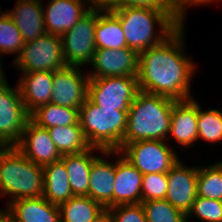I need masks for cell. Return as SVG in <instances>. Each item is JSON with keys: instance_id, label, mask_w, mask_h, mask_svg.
I'll return each mask as SVG.
<instances>
[{"instance_id": "cell-30", "label": "cell", "mask_w": 222, "mask_h": 222, "mask_svg": "<svg viewBox=\"0 0 222 222\" xmlns=\"http://www.w3.org/2000/svg\"><path fill=\"white\" fill-rule=\"evenodd\" d=\"M24 44L23 37L10 16L6 12H0V55L19 53L18 57Z\"/></svg>"}, {"instance_id": "cell-23", "label": "cell", "mask_w": 222, "mask_h": 222, "mask_svg": "<svg viewBox=\"0 0 222 222\" xmlns=\"http://www.w3.org/2000/svg\"><path fill=\"white\" fill-rule=\"evenodd\" d=\"M95 45L96 49L111 50L127 47L120 19L112 11L104 9L98 3Z\"/></svg>"}, {"instance_id": "cell-18", "label": "cell", "mask_w": 222, "mask_h": 222, "mask_svg": "<svg viewBox=\"0 0 222 222\" xmlns=\"http://www.w3.org/2000/svg\"><path fill=\"white\" fill-rule=\"evenodd\" d=\"M93 151L102 152L106 157L118 154V151H104L100 148L91 147L81 153L62 155L61 160L65 164L73 196H88L92 163L98 157L93 155Z\"/></svg>"}, {"instance_id": "cell-31", "label": "cell", "mask_w": 222, "mask_h": 222, "mask_svg": "<svg viewBox=\"0 0 222 222\" xmlns=\"http://www.w3.org/2000/svg\"><path fill=\"white\" fill-rule=\"evenodd\" d=\"M147 222H187L186 215L167 200L142 201Z\"/></svg>"}, {"instance_id": "cell-9", "label": "cell", "mask_w": 222, "mask_h": 222, "mask_svg": "<svg viewBox=\"0 0 222 222\" xmlns=\"http://www.w3.org/2000/svg\"><path fill=\"white\" fill-rule=\"evenodd\" d=\"M119 152L143 175L167 173L179 160L164 140H141L125 144Z\"/></svg>"}, {"instance_id": "cell-35", "label": "cell", "mask_w": 222, "mask_h": 222, "mask_svg": "<svg viewBox=\"0 0 222 222\" xmlns=\"http://www.w3.org/2000/svg\"><path fill=\"white\" fill-rule=\"evenodd\" d=\"M108 209L113 222H147L141 203L118 205Z\"/></svg>"}, {"instance_id": "cell-20", "label": "cell", "mask_w": 222, "mask_h": 222, "mask_svg": "<svg viewBox=\"0 0 222 222\" xmlns=\"http://www.w3.org/2000/svg\"><path fill=\"white\" fill-rule=\"evenodd\" d=\"M6 13L18 27L25 43L47 33L40 0H17L15 9Z\"/></svg>"}, {"instance_id": "cell-11", "label": "cell", "mask_w": 222, "mask_h": 222, "mask_svg": "<svg viewBox=\"0 0 222 222\" xmlns=\"http://www.w3.org/2000/svg\"><path fill=\"white\" fill-rule=\"evenodd\" d=\"M79 66H66L53 72L50 103L80 109L88 96L89 76Z\"/></svg>"}, {"instance_id": "cell-32", "label": "cell", "mask_w": 222, "mask_h": 222, "mask_svg": "<svg viewBox=\"0 0 222 222\" xmlns=\"http://www.w3.org/2000/svg\"><path fill=\"white\" fill-rule=\"evenodd\" d=\"M198 140L204 139L208 142L222 140V112L217 109L202 111L198 105Z\"/></svg>"}, {"instance_id": "cell-14", "label": "cell", "mask_w": 222, "mask_h": 222, "mask_svg": "<svg viewBox=\"0 0 222 222\" xmlns=\"http://www.w3.org/2000/svg\"><path fill=\"white\" fill-rule=\"evenodd\" d=\"M198 167H187L178 160L167 172L168 189L165 200L185 215L197 197Z\"/></svg>"}, {"instance_id": "cell-33", "label": "cell", "mask_w": 222, "mask_h": 222, "mask_svg": "<svg viewBox=\"0 0 222 222\" xmlns=\"http://www.w3.org/2000/svg\"><path fill=\"white\" fill-rule=\"evenodd\" d=\"M192 214L204 222H222V201L197 196L186 220Z\"/></svg>"}, {"instance_id": "cell-34", "label": "cell", "mask_w": 222, "mask_h": 222, "mask_svg": "<svg viewBox=\"0 0 222 222\" xmlns=\"http://www.w3.org/2000/svg\"><path fill=\"white\" fill-rule=\"evenodd\" d=\"M167 189V173L143 175L142 201L164 200Z\"/></svg>"}, {"instance_id": "cell-21", "label": "cell", "mask_w": 222, "mask_h": 222, "mask_svg": "<svg viewBox=\"0 0 222 222\" xmlns=\"http://www.w3.org/2000/svg\"><path fill=\"white\" fill-rule=\"evenodd\" d=\"M116 162L99 156L93 161L89 176L88 196L104 208L113 207Z\"/></svg>"}, {"instance_id": "cell-3", "label": "cell", "mask_w": 222, "mask_h": 222, "mask_svg": "<svg viewBox=\"0 0 222 222\" xmlns=\"http://www.w3.org/2000/svg\"><path fill=\"white\" fill-rule=\"evenodd\" d=\"M43 167L26 158L16 147H0V194L13 201L43 194Z\"/></svg>"}, {"instance_id": "cell-15", "label": "cell", "mask_w": 222, "mask_h": 222, "mask_svg": "<svg viewBox=\"0 0 222 222\" xmlns=\"http://www.w3.org/2000/svg\"><path fill=\"white\" fill-rule=\"evenodd\" d=\"M84 1H88L87 3L90 5L83 6ZM96 3L97 0H50L46 9L43 4L46 32L61 36L86 15Z\"/></svg>"}, {"instance_id": "cell-17", "label": "cell", "mask_w": 222, "mask_h": 222, "mask_svg": "<svg viewBox=\"0 0 222 222\" xmlns=\"http://www.w3.org/2000/svg\"><path fill=\"white\" fill-rule=\"evenodd\" d=\"M198 104L192 98L173 104L169 134L181 146H192L198 140Z\"/></svg>"}, {"instance_id": "cell-7", "label": "cell", "mask_w": 222, "mask_h": 222, "mask_svg": "<svg viewBox=\"0 0 222 222\" xmlns=\"http://www.w3.org/2000/svg\"><path fill=\"white\" fill-rule=\"evenodd\" d=\"M138 92L137 77L89 78L87 97L102 109L128 112Z\"/></svg>"}, {"instance_id": "cell-25", "label": "cell", "mask_w": 222, "mask_h": 222, "mask_svg": "<svg viewBox=\"0 0 222 222\" xmlns=\"http://www.w3.org/2000/svg\"><path fill=\"white\" fill-rule=\"evenodd\" d=\"M47 130L61 155L81 153L91 148L80 123L50 127Z\"/></svg>"}, {"instance_id": "cell-8", "label": "cell", "mask_w": 222, "mask_h": 222, "mask_svg": "<svg viewBox=\"0 0 222 222\" xmlns=\"http://www.w3.org/2000/svg\"><path fill=\"white\" fill-rule=\"evenodd\" d=\"M97 23V3L71 29L62 34V48L67 66L91 64L95 45V26Z\"/></svg>"}, {"instance_id": "cell-4", "label": "cell", "mask_w": 222, "mask_h": 222, "mask_svg": "<svg viewBox=\"0 0 222 222\" xmlns=\"http://www.w3.org/2000/svg\"><path fill=\"white\" fill-rule=\"evenodd\" d=\"M120 19L127 47L140 53L165 41L179 26L164 12L146 8L112 10ZM156 23L159 26L155 34ZM160 31V32H159Z\"/></svg>"}, {"instance_id": "cell-27", "label": "cell", "mask_w": 222, "mask_h": 222, "mask_svg": "<svg viewBox=\"0 0 222 222\" xmlns=\"http://www.w3.org/2000/svg\"><path fill=\"white\" fill-rule=\"evenodd\" d=\"M97 3L109 11L121 8H146L166 13L179 27L183 26L185 14L173 0H97Z\"/></svg>"}, {"instance_id": "cell-12", "label": "cell", "mask_w": 222, "mask_h": 222, "mask_svg": "<svg viewBox=\"0 0 222 222\" xmlns=\"http://www.w3.org/2000/svg\"><path fill=\"white\" fill-rule=\"evenodd\" d=\"M139 53L134 49L123 47L117 50L96 49L90 65L94 68L88 74L89 78L137 77Z\"/></svg>"}, {"instance_id": "cell-16", "label": "cell", "mask_w": 222, "mask_h": 222, "mask_svg": "<svg viewBox=\"0 0 222 222\" xmlns=\"http://www.w3.org/2000/svg\"><path fill=\"white\" fill-rule=\"evenodd\" d=\"M116 161L113 207L142 202L143 174L118 151ZM120 156V157H119Z\"/></svg>"}, {"instance_id": "cell-26", "label": "cell", "mask_w": 222, "mask_h": 222, "mask_svg": "<svg viewBox=\"0 0 222 222\" xmlns=\"http://www.w3.org/2000/svg\"><path fill=\"white\" fill-rule=\"evenodd\" d=\"M79 117V109L52 103L39 106L30 114V119L43 128L74 125L80 123Z\"/></svg>"}, {"instance_id": "cell-28", "label": "cell", "mask_w": 222, "mask_h": 222, "mask_svg": "<svg viewBox=\"0 0 222 222\" xmlns=\"http://www.w3.org/2000/svg\"><path fill=\"white\" fill-rule=\"evenodd\" d=\"M105 208L89 196H73L59 205L61 222H92Z\"/></svg>"}, {"instance_id": "cell-13", "label": "cell", "mask_w": 222, "mask_h": 222, "mask_svg": "<svg viewBox=\"0 0 222 222\" xmlns=\"http://www.w3.org/2000/svg\"><path fill=\"white\" fill-rule=\"evenodd\" d=\"M14 147L26 158L42 167L62 158L47 128L38 126L31 119L27 121L22 136Z\"/></svg>"}, {"instance_id": "cell-38", "label": "cell", "mask_w": 222, "mask_h": 222, "mask_svg": "<svg viewBox=\"0 0 222 222\" xmlns=\"http://www.w3.org/2000/svg\"><path fill=\"white\" fill-rule=\"evenodd\" d=\"M0 222H15L13 215L7 210H0Z\"/></svg>"}, {"instance_id": "cell-1", "label": "cell", "mask_w": 222, "mask_h": 222, "mask_svg": "<svg viewBox=\"0 0 222 222\" xmlns=\"http://www.w3.org/2000/svg\"><path fill=\"white\" fill-rule=\"evenodd\" d=\"M184 25L165 41L139 53V91L176 101L191 99L190 84L195 64L185 55Z\"/></svg>"}, {"instance_id": "cell-19", "label": "cell", "mask_w": 222, "mask_h": 222, "mask_svg": "<svg viewBox=\"0 0 222 222\" xmlns=\"http://www.w3.org/2000/svg\"><path fill=\"white\" fill-rule=\"evenodd\" d=\"M18 88L24 106L29 114L39 106L50 103L53 87L52 71H33L23 73Z\"/></svg>"}, {"instance_id": "cell-5", "label": "cell", "mask_w": 222, "mask_h": 222, "mask_svg": "<svg viewBox=\"0 0 222 222\" xmlns=\"http://www.w3.org/2000/svg\"><path fill=\"white\" fill-rule=\"evenodd\" d=\"M79 122L91 147L119 151L125 135L128 112L102 109L88 97L79 109Z\"/></svg>"}, {"instance_id": "cell-6", "label": "cell", "mask_w": 222, "mask_h": 222, "mask_svg": "<svg viewBox=\"0 0 222 222\" xmlns=\"http://www.w3.org/2000/svg\"><path fill=\"white\" fill-rule=\"evenodd\" d=\"M13 63L23 73L54 72L66 67L61 37L46 33L33 41L26 42L21 54L14 59Z\"/></svg>"}, {"instance_id": "cell-37", "label": "cell", "mask_w": 222, "mask_h": 222, "mask_svg": "<svg viewBox=\"0 0 222 222\" xmlns=\"http://www.w3.org/2000/svg\"><path fill=\"white\" fill-rule=\"evenodd\" d=\"M92 222H113L108 208H105Z\"/></svg>"}, {"instance_id": "cell-10", "label": "cell", "mask_w": 222, "mask_h": 222, "mask_svg": "<svg viewBox=\"0 0 222 222\" xmlns=\"http://www.w3.org/2000/svg\"><path fill=\"white\" fill-rule=\"evenodd\" d=\"M5 78H0V147L15 146L30 119L18 85L12 89Z\"/></svg>"}, {"instance_id": "cell-36", "label": "cell", "mask_w": 222, "mask_h": 222, "mask_svg": "<svg viewBox=\"0 0 222 222\" xmlns=\"http://www.w3.org/2000/svg\"><path fill=\"white\" fill-rule=\"evenodd\" d=\"M173 2L184 14H186L187 6H190V5L202 6L208 3H212V0H173Z\"/></svg>"}, {"instance_id": "cell-39", "label": "cell", "mask_w": 222, "mask_h": 222, "mask_svg": "<svg viewBox=\"0 0 222 222\" xmlns=\"http://www.w3.org/2000/svg\"><path fill=\"white\" fill-rule=\"evenodd\" d=\"M3 69H2V64H0V78L3 76V75H5L4 73H3Z\"/></svg>"}, {"instance_id": "cell-22", "label": "cell", "mask_w": 222, "mask_h": 222, "mask_svg": "<svg viewBox=\"0 0 222 222\" xmlns=\"http://www.w3.org/2000/svg\"><path fill=\"white\" fill-rule=\"evenodd\" d=\"M8 207L15 222H61L59 206L43 196L13 200Z\"/></svg>"}, {"instance_id": "cell-2", "label": "cell", "mask_w": 222, "mask_h": 222, "mask_svg": "<svg viewBox=\"0 0 222 222\" xmlns=\"http://www.w3.org/2000/svg\"><path fill=\"white\" fill-rule=\"evenodd\" d=\"M176 100L139 91L131 103L122 147L141 140H164L170 131Z\"/></svg>"}, {"instance_id": "cell-29", "label": "cell", "mask_w": 222, "mask_h": 222, "mask_svg": "<svg viewBox=\"0 0 222 222\" xmlns=\"http://www.w3.org/2000/svg\"><path fill=\"white\" fill-rule=\"evenodd\" d=\"M198 167L197 196L222 201V162Z\"/></svg>"}, {"instance_id": "cell-24", "label": "cell", "mask_w": 222, "mask_h": 222, "mask_svg": "<svg viewBox=\"0 0 222 222\" xmlns=\"http://www.w3.org/2000/svg\"><path fill=\"white\" fill-rule=\"evenodd\" d=\"M43 194L50 203L60 205L73 197L64 162H53L43 167Z\"/></svg>"}]
</instances>
